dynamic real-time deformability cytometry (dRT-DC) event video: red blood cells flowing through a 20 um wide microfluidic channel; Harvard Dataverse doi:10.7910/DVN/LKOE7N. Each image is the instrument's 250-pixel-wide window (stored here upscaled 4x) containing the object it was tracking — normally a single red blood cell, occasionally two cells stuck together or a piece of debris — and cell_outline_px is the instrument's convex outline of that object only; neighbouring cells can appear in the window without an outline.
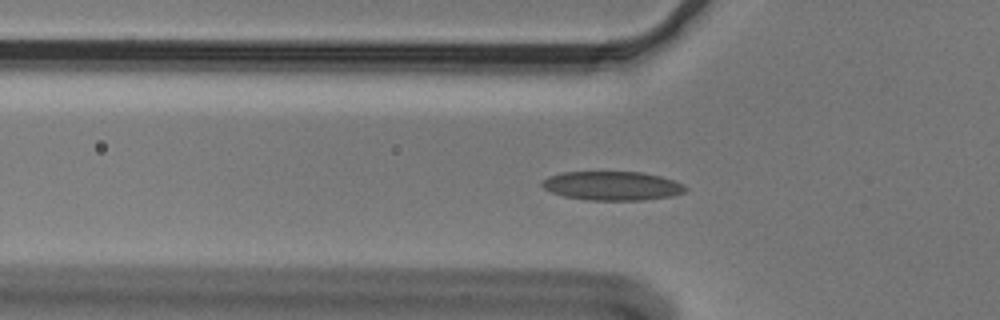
{"species": "Egyptian fruit bat (a non-hibernating species)", "species_latin": "Rousettus aegyptiacus", "temperature_condition": "cold", "stored_images_in_passage": 37, "camera_frame_rate_fps": 3000, "um_per_image_px": 0.085, "animal": {"sex": "male"}, "frame": {"image": 1, "passage_image": 3, "time_ms": 0.667, "image_size_px": [1000, 320], "cell_outline_px": [[688, 188], [684, 192], [672, 196], [644, 200], [588, 200], [564, 196], [552, 192], [544, 188], [540, 184], [548, 176], [564, 172], [640, 172], [660, 176], [684, 184]], "centroid_in_image_um": [52.05, 15.8], "position_along_channel_um": 73.8, "area_um2": 24.1}}
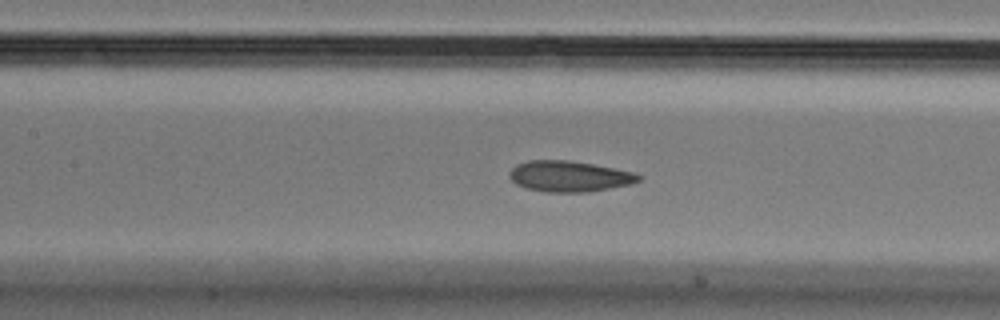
{"frame": {"image": 2, "passage_image": 10, "time_ms": 3.0, "image_size_px": [1000, 320], "cell_outline_px": [[640, 180], [632, 184], [588, 192], [544, 192], [528, 188], [516, 184], [508, 176], [508, 172], [516, 164], [528, 160], [568, 160], [592, 164], [636, 172], [640, 176]], "centroid_in_image_um": [48.38, 14.98], "position_along_channel_um": 159.0, "area_um2": 23.29}}
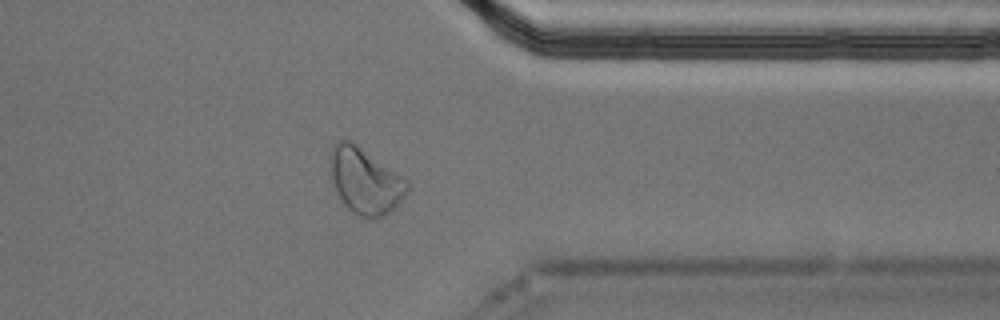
{"frame": {"image": 3, "passage_image": 29, "time_ms": 9.333, "image_size_px": [1000, 320], "cell_outline_px": [[408, 192], [380, 220], [376, 220], [360, 216], [352, 212], [344, 204], [336, 192], [332, 176], [328, 156], [332, 144], [340, 140], [352, 140], [408, 180]], "centroid_in_image_um": [31.01, 15.36], "position_along_channel_um": 380.4, "area_um2": 29.77}}